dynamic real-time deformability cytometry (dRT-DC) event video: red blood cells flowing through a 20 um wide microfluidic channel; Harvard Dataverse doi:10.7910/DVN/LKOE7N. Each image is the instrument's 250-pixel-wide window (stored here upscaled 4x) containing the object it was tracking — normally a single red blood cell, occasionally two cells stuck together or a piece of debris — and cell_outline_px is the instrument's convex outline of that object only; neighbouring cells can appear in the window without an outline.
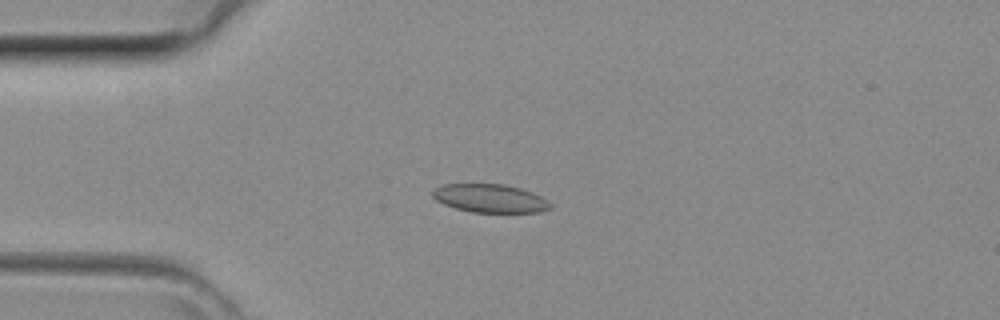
{"species": "common noctule bat (a hibernating species)", "species_latin": "Nyctalus noctula", "temperature_condition": "room temperature", "stored_images_in_passage": 33, "camera_frame_rate_fps": 3000, "um_per_image_px": 0.085, "animal": {"sex": "female", "body_mass_g": 29.2, "forearm_length_mm": 56.3}, "frame": {"image": 1, "passage_image": 1, "time_ms": 0.0, "image_size_px": [1000, 320], "cell_outline_px": [[552, 208], [540, 212], [472, 212], [456, 208], [444, 204], [436, 200], [432, 196], [432, 192], [440, 184], [504, 184], [520, 188], [532, 192], [548, 200], [552, 204]], "centroid_in_image_um": [41.67, 16.86], "position_along_channel_um": 43.3, "area_um2": 19.48}}
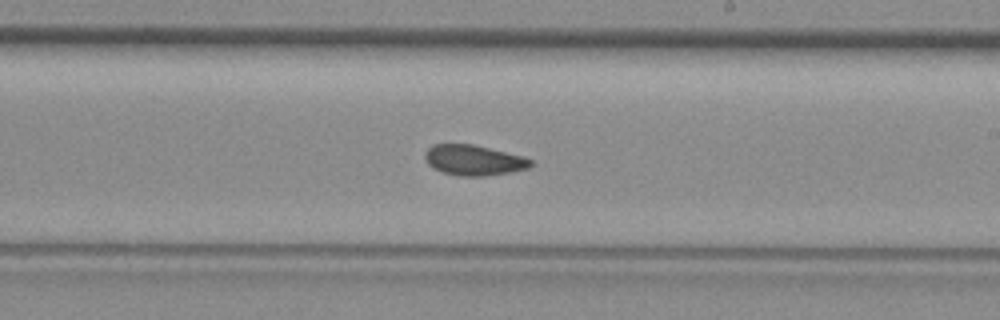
{"frame": {"image": 2, "passage_image": 15, "time_ms": 4.667, "image_size_px": [1000, 320], "cell_outline_px": [[532, 164], [528, 168], [508, 172], [484, 176], [460, 176], [444, 172], [428, 164], [424, 156], [424, 152], [432, 144], [472, 144], [524, 156], [532, 160]], "centroid_in_image_um": [40.26, 13.6], "position_along_channel_um": 248.7, "area_um2": 18.55}}
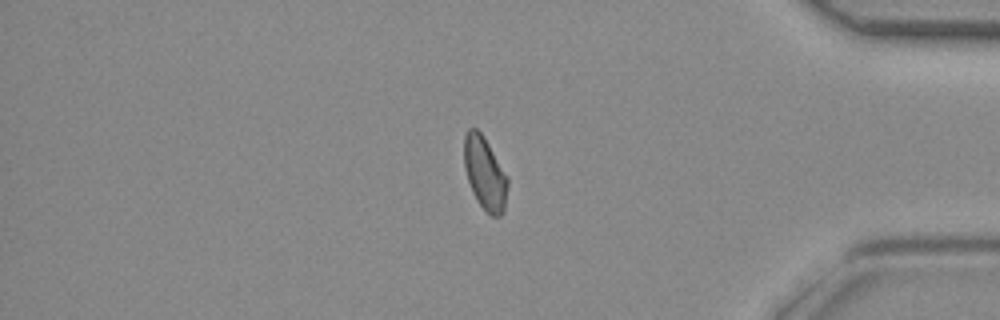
{"frame": {"image": 3, "passage_image": 26, "time_ms": 8.333, "image_size_px": [1000, 320], "cell_outline_px": [[508, 184], [504, 212], [500, 216], [492, 216], [476, 200], [472, 192], [464, 168], [464, 136], [468, 128], [476, 128], [484, 136], [508, 176]], "centroid_in_image_um": [41.21, 14.71], "position_along_channel_um": 394.0, "area_um2": 18.61}}